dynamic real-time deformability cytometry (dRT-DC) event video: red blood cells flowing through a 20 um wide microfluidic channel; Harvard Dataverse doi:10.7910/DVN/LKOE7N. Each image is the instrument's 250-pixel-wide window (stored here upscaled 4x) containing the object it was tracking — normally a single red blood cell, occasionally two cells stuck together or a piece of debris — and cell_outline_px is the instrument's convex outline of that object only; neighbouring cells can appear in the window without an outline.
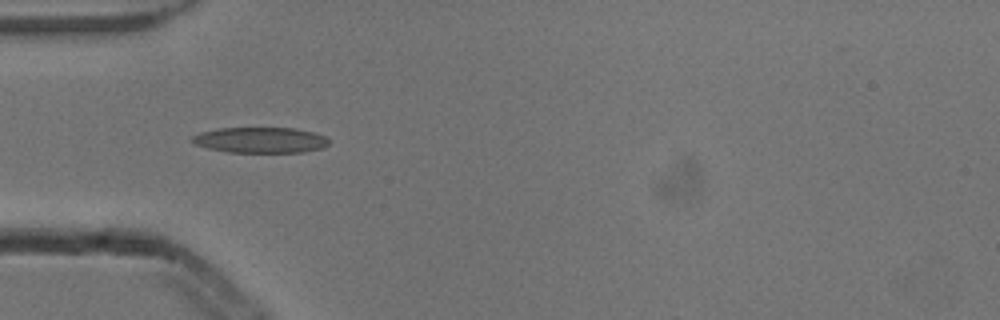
{"species": "common noctule bat (a hibernating species)", "species_latin": "Nyctalus noctula", "temperature_condition": "cold", "stored_images_in_passage": 7, "camera_frame_rate_fps": 3000, "um_per_image_px": 0.085, "animal": {"sex": "male", "body_mass_g": 13.3}, "frame": {"image": 1, "passage_image": 4, "time_ms": 1.0, "image_size_px": [1000, 320], "cell_outline_px": [[328, 144], [324, 148], [304, 152], [228, 152], [208, 148], [192, 144], [188, 140], [192, 136], [200, 132], [216, 128], [296, 128], [312, 132], [324, 136], [328, 140]], "centroid_in_image_um": [22.07, 11.9], "position_along_channel_um": 62.9, "area_um2": 20.63}}
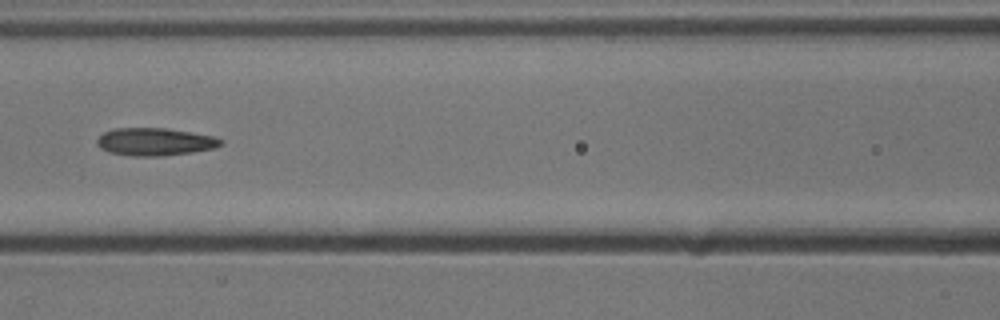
{"frame": {"image": 2, "passage_image": 6, "time_ms": 1.667, "image_size_px": [1000, 320], "cell_outline_px": [[224, 144], [216, 148], [192, 152], [164, 156], [132, 156], [108, 152], [100, 148], [96, 144], [96, 140], [104, 132], [112, 128], [168, 128], [216, 136], [224, 140]], "centroid_in_image_um": [13.21, 12.05], "position_along_channel_um": 153.4, "area_um2": 20.35}}
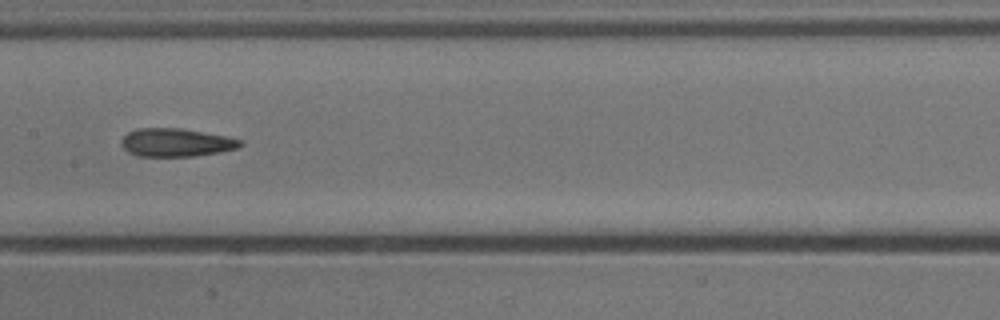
{"frame": {"image": 3, "passage_image": 7, "time_ms": 2.0, "image_size_px": [1000, 320], "cell_outline_px": [[244, 144], [236, 148], [220, 152], [196, 156], [136, 156], [128, 152], [120, 144], [120, 140], [128, 132], [136, 128], [180, 128], [224, 136], [244, 140]], "centroid_in_image_um": [14.94, 12.11], "position_along_channel_um": 192.5, "area_um2": 19.59}}